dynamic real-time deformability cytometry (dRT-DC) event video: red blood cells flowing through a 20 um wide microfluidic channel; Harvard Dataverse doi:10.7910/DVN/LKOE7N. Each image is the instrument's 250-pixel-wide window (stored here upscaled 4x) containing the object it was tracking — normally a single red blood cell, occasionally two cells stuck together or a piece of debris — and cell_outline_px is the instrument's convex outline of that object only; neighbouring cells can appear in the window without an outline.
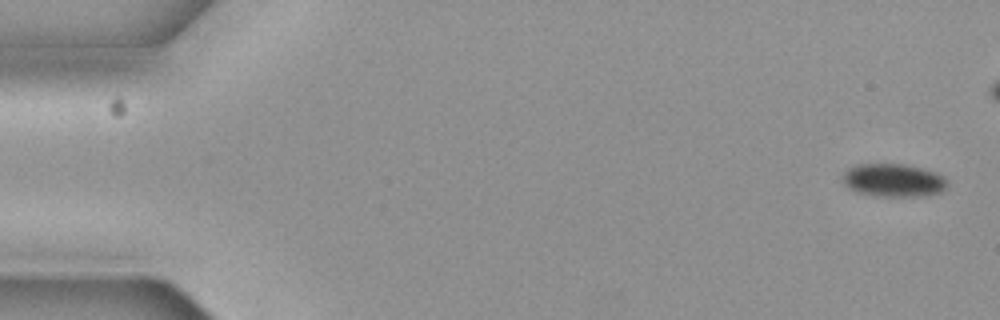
{"species": "common noctule bat (a hibernating species)", "species_latin": "Nyctalus noctula", "temperature_condition": "cold", "stored_images_in_passage": 5, "camera_frame_rate_fps": 3000, "um_per_image_px": 0.085, "animal": {"sex": "female", "body_mass_g": 19.3, "forearm_length_mm": 54.1}, "frame": {"image": 1, "passage_image": 1, "time_ms": 0.0, "image_size_px": [1000, 320], "cell_outline_px": [[944, 188], [940, 192], [924, 196], [876, 196], [856, 192], [848, 188], [844, 184], [844, 176], [852, 168], [860, 164], [904, 164], [920, 168], [932, 172], [940, 176], [944, 180]], "centroid_in_image_um": [75.9, 15.34], "position_along_channel_um": 9.1, "area_um2": 19.48}}